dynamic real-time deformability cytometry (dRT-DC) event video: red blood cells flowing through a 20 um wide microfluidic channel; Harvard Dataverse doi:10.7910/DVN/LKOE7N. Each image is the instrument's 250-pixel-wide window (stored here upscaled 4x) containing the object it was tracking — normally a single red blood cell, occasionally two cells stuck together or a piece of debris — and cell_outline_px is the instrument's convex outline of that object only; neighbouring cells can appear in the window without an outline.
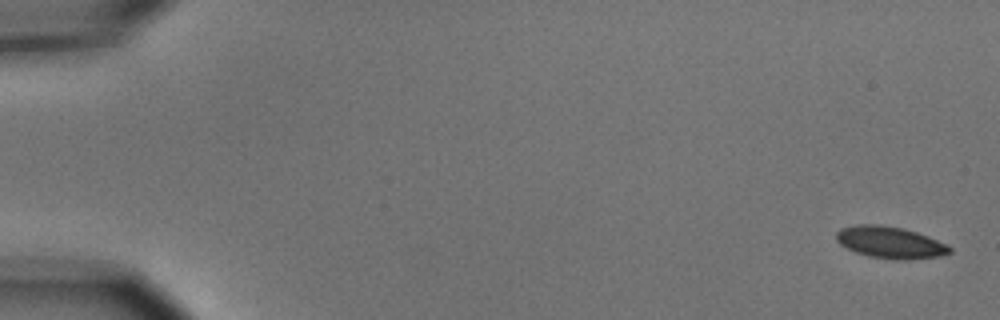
{"species": "common noctule bat (a hibernating species)", "species_latin": "Nyctalus noctula", "temperature_condition": "cold", "stored_images_in_passage": 8, "camera_frame_rate_fps": 3000, "um_per_image_px": 0.085, "animal": {"sex": "male", "body_mass_g": 15.6}, "frame": {"image": 1, "passage_image": 1, "time_ms": 0.0, "image_size_px": [1000, 320], "cell_outline_px": [[952, 252], [940, 256], [908, 260], [892, 260], [868, 256], [856, 252], [840, 244], [836, 240], [836, 232], [840, 228], [856, 224], [880, 224], [904, 228], [928, 236], [952, 248]], "centroid_in_image_um": [75.64, 20.6], "position_along_channel_um": 9.4, "area_um2": 21.15}}
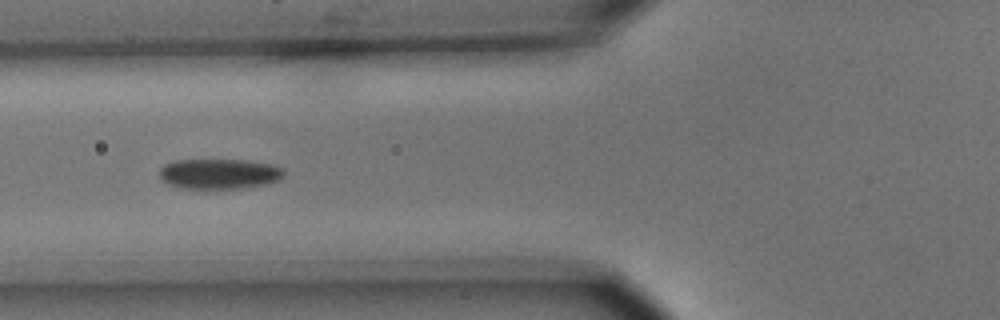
{"frame": {"image": 2, "passage_image": 6, "time_ms": 6.667, "image_size_px": [1000, 320], "cell_outline_px": [[284, 176], [280, 180], [268, 184], [240, 188], [204, 192], [180, 188], [168, 184], [160, 176], [160, 168], [164, 164], [172, 160], [244, 160], [272, 164], [284, 168]], "centroid_in_image_um": [18.63, 14.82], "position_along_channel_um": 107.2, "area_um2": 22.89}}
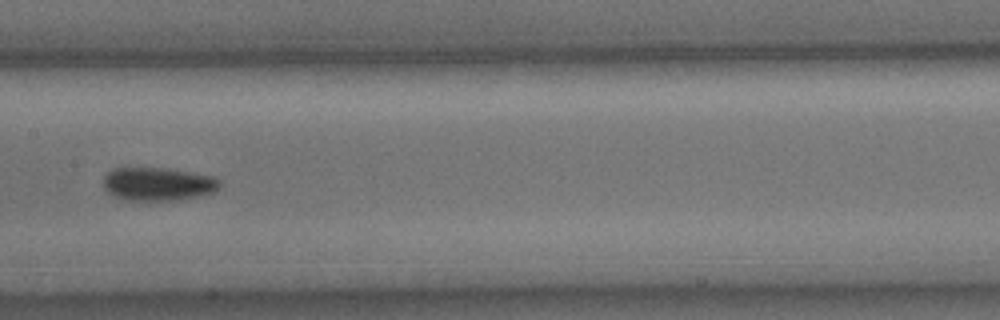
{"frame": {"image": 3, "passage_image": 8, "time_ms": 9.0, "image_size_px": [1000, 320], "cell_outline_px": [[220, 188], [212, 192], [200, 196], [180, 200], [120, 200], [112, 196], [104, 188], [104, 176], [112, 168], [164, 168], [192, 172], [216, 176], [220, 180]], "centroid_in_image_um": [13.44, 15.64], "position_along_channel_um": 194.0, "area_um2": 22.89}}